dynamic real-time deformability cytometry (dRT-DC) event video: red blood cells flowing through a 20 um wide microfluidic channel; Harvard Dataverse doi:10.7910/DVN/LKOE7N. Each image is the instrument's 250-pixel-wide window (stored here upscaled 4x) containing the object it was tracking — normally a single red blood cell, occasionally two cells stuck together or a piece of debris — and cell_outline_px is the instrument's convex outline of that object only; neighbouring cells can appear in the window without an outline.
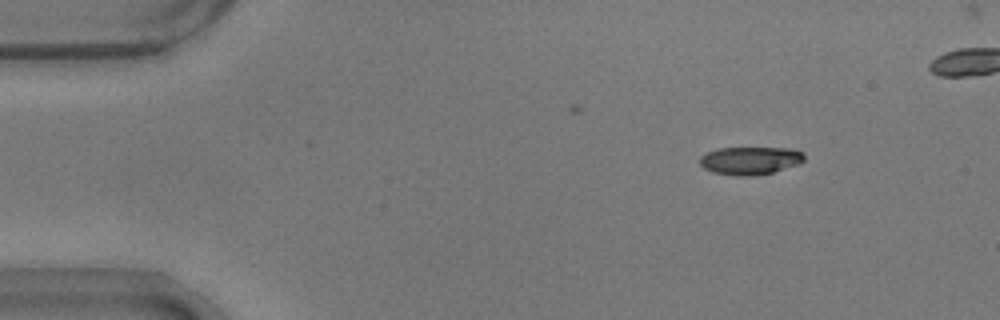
{"species": "common noctule bat (a hibernating species)", "species_latin": "Nyctalus noctula", "temperature_condition": "warm", "stored_images_in_passage": 9, "camera_frame_rate_fps": 3000, "um_per_image_px": 0.085, "animal": {"sex": "male", "body_mass_g": 17.9}, "frame": {"image": 1, "passage_image": 1, "time_ms": 0.0, "image_size_px": [1000, 320], "cell_outline_px": [[804, 160], [800, 164], [772, 172], [752, 176], [736, 176], [712, 172], [704, 168], [700, 164], [700, 156], [708, 152], [720, 148], [792, 148], [804, 152]], "centroid_in_image_um": [63.79, 13.65], "position_along_channel_um": 21.2, "area_um2": 17.05}}